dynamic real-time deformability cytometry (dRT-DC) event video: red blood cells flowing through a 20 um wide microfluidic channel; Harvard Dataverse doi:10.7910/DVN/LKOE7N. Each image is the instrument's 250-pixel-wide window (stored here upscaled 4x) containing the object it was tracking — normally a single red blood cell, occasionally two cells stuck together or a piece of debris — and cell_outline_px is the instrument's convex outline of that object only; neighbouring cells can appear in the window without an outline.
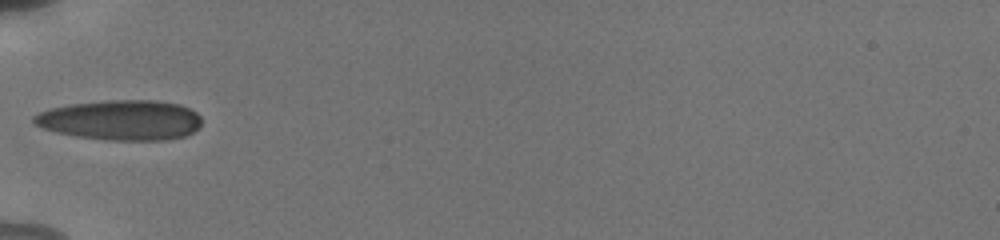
{"species": "human", "species_latin": "Homo sapiens", "temperature_condition": "cold", "stored_images_in_passage": 35, "camera_frame_rate_fps": 3000, "um_per_image_px": 0.085, "donor": {"sex": "male"}, "frame": {"image": 1, "passage_image": 1, "time_ms": 0.0, "image_size_px": [1000, 240], "cell_outline_px": [[200, 128], [184, 136], [164, 140], [108, 140], [76, 136], [56, 132], [44, 128], [36, 124], [32, 120], [32, 116], [48, 108], [68, 104], [104, 100], [156, 100], [180, 104], [196, 112], [200, 116]], "centroid_in_image_um": [10.26, 10.19], "position_along_channel_um": 74.7, "area_um2": 39.36}}
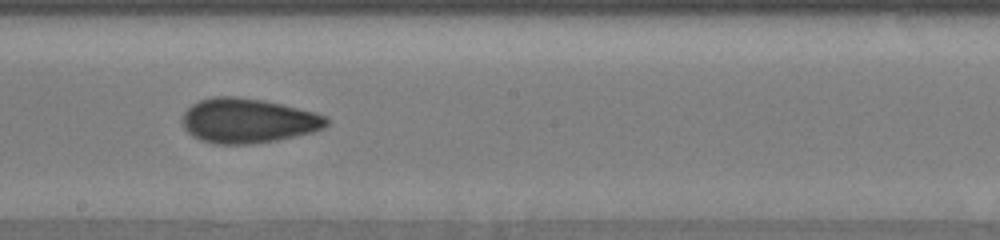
{"frame": {"image": 2, "passage_image": 13, "time_ms": 4.0, "image_size_px": [1000, 240], "cell_outline_px": [[328, 124], [324, 128], [312, 132], [276, 140], [252, 144], [212, 144], [200, 140], [192, 136], [184, 128], [184, 112], [192, 104], [200, 100], [212, 96], [236, 96], [264, 100], [316, 112], [328, 116]], "centroid_in_image_um": [21.09, 10.26], "position_along_channel_um": 227.1, "area_um2": 37.63}}
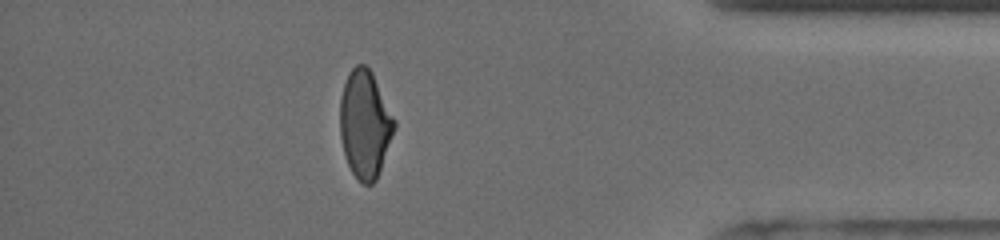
{"frame": {"image": 3, "passage_image": 29, "time_ms": 9.333, "image_size_px": [1000, 240], "cell_outline_px": [[396, 128], [376, 180], [372, 184], [364, 184], [352, 172], [348, 164], [344, 152], [340, 136], [340, 100], [344, 84], [348, 72], [356, 64], [364, 64], [372, 72], [396, 120]], "centroid_in_image_um": [31.03, 10.53], "position_along_channel_um": 404.2, "area_um2": 34.04}, "authors_computed_cell_mechanics": {"area_um2": 36.0094, "velocity_mm_per_s": 3.8351, "shape_relaxation_time_tau1_ms": 5.7394, "shape_relaxation_time_tau2_ms": 2.1291, "deformation_change_tau1": 0.1515, "deformation_change_tau2": 0.0842}}